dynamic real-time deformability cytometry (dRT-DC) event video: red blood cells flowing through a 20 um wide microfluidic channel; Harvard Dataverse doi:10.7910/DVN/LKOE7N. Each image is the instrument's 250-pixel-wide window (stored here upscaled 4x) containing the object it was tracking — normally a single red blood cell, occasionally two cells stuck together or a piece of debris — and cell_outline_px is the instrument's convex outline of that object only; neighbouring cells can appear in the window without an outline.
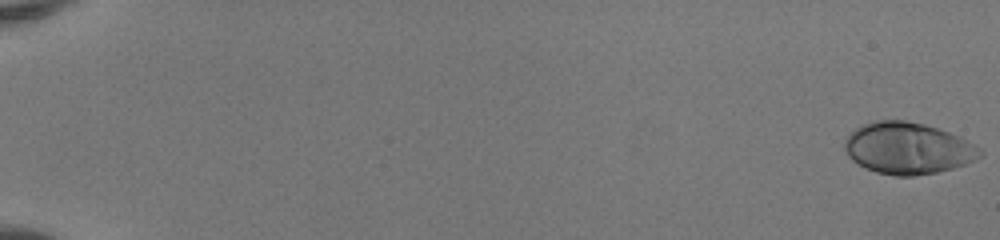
{"species": "human", "species_latin": "Homo sapiens", "temperature_condition": "room temperature", "stored_images_in_passage": 52, "camera_frame_rate_fps": 3000, "um_per_image_px": 0.085, "donor": {"sex": "female"}, "frame": {"image": 1, "passage_image": 1, "time_ms": 0.0, "image_size_px": [1000, 240], "cell_outline_px": [[984, 156], [976, 160], [952, 168], [936, 172], [912, 176], [896, 176], [876, 172], [864, 168], [852, 160], [848, 156], [844, 148], [844, 140], [856, 128], [864, 124], [876, 120], [904, 120], [924, 124], [960, 136], [976, 144], [984, 152]], "centroid_in_image_um": [77.19, 12.61], "position_along_channel_um": 7.8, "area_um2": 40.86}}
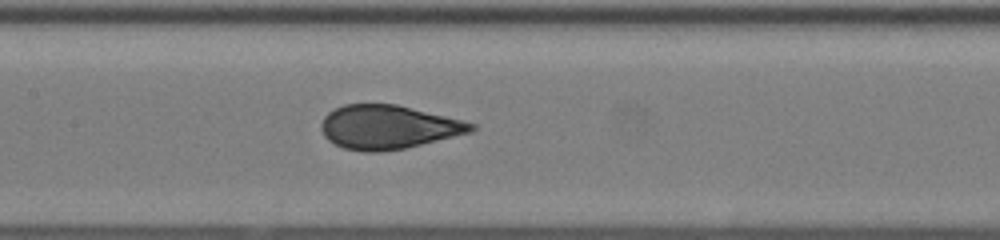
{"frame": {"image": 2, "passage_image": 28, "time_ms": 9.0, "image_size_px": [1000, 240], "cell_outline_px": [[476, 128], [472, 132], [404, 148], [380, 152], [364, 152], [344, 148], [328, 140], [324, 136], [320, 128], [320, 124], [324, 116], [328, 112], [344, 104], [396, 104], [464, 120], [476, 124]], "centroid_in_image_um": [32.99, 10.8], "position_along_channel_um": 174.4, "area_um2": 38.32}}
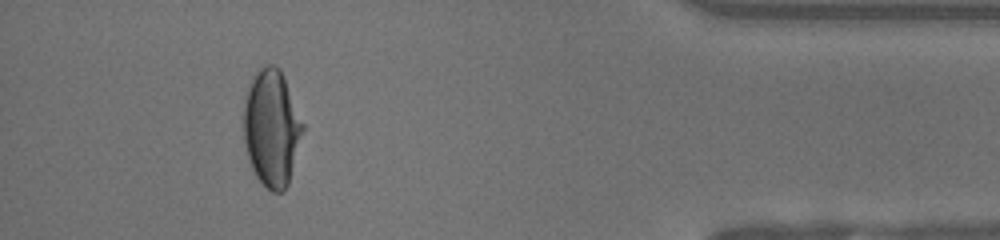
{"frame": {"image": 3, "passage_image": 48, "time_ms": 15.667, "image_size_px": [1000, 240], "cell_outline_px": [[304, 128], [288, 184], [284, 192], [272, 192], [256, 176], [248, 160], [244, 144], [244, 96], [248, 84], [252, 76], [260, 68], [268, 64], [272, 64], [280, 68], [284, 76], [304, 124]], "centroid_in_image_um": [23.08, 10.85], "position_along_channel_um": 412.1, "area_um2": 40.4}, "authors_computed_cell_mechanics": {"area_um2": 38.6971, "velocity_mm_per_s": 4.1736, "shape_relaxation_time_tau1_ms": 5.1636, "shape_relaxation_time_tau2_ms": null, "deformation_change_tau1": 0.2231, "deformation_change_tau2": null}}